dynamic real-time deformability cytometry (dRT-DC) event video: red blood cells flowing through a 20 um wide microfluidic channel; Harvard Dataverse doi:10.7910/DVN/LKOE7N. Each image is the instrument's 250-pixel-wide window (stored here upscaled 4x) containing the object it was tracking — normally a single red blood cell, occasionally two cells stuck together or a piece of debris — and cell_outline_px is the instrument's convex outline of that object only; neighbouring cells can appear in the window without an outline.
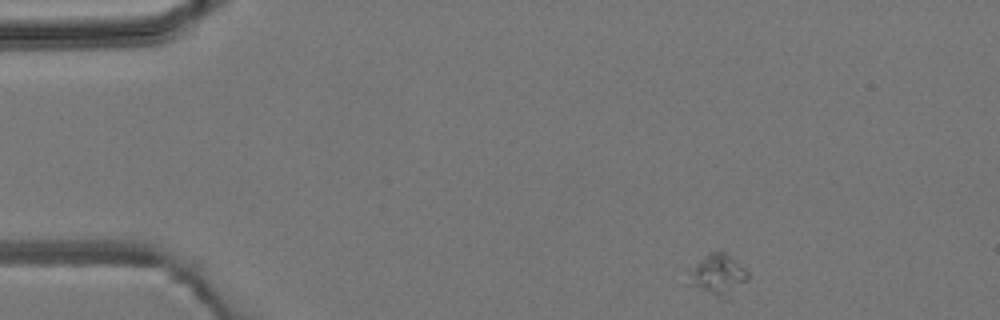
{"species": "common noctule bat (a hibernating species)", "species_latin": "Nyctalus noctula", "temperature_condition": "room temperature", "stored_images_in_passage": 4, "camera_frame_rate_fps": 3000, "um_per_image_px": 0.085, "animal": {"sex": "male", "body_mass_g": 19.2, "forearm_length_mm": 51.8}, "frame": {"image": 1, "passage_image": 1, "time_ms": 0.0, "image_size_px": [1000, 320], "cell_outline_px": [[748, 280], [724, 300], [720, 300], [684, 284], [688, 272], [700, 260], [712, 252], [720, 248], [744, 268], [748, 272]], "centroid_in_image_um": [60.95, 23.4], "position_along_channel_um": 24.0, "area_um2": 14.62}}
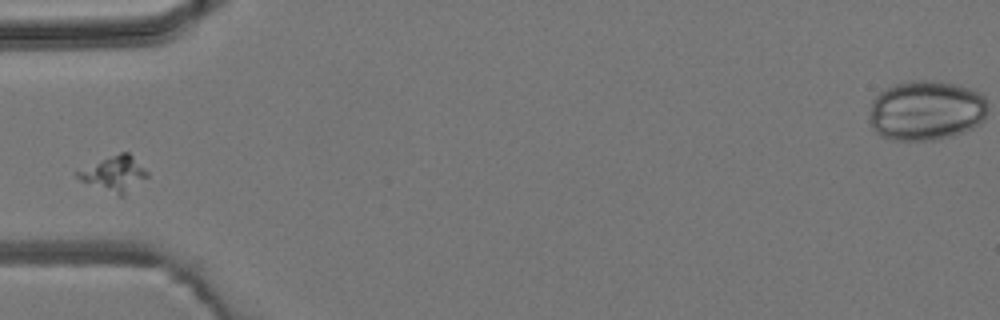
{"frame": {"image": 2, "passage_image": 3, "time_ms": 3.333, "image_size_px": [1000, 320], "cell_outline_px": [[148, 176], [124, 196], [120, 196], [80, 180], [72, 172], [120, 152], [128, 152], [148, 172]], "centroid_in_image_um": [9.7, 14.77], "position_along_channel_um": 75.3, "area_um2": 14.05}}
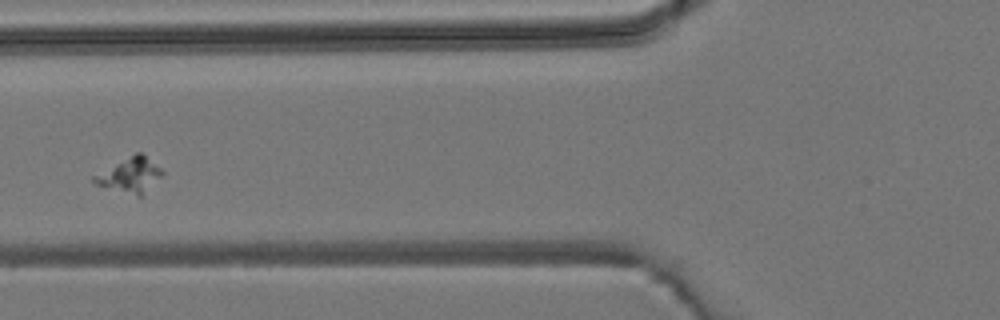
{"frame": {"image": 3, "passage_image": 4, "time_ms": 4.333, "image_size_px": [1000, 320], "cell_outline_px": [[164, 176], [140, 196], [136, 196], [96, 184], [92, 180], [92, 176], [136, 152], [140, 152], [160, 168], [164, 172]], "centroid_in_image_um": [11.08, 14.89], "position_along_channel_um": 114.7, "area_um2": 13.53}}